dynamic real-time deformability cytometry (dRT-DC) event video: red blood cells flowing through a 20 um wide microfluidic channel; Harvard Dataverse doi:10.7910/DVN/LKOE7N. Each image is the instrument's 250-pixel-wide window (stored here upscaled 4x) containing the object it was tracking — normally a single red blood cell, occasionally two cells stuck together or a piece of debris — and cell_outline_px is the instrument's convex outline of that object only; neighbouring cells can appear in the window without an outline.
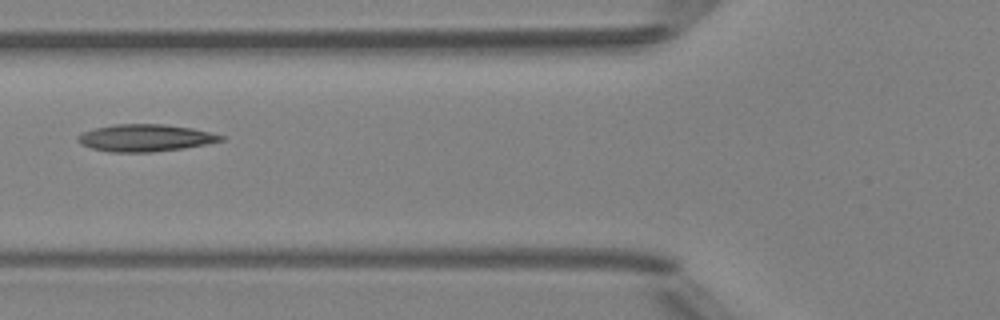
{"species": "Egyptian fruit bat (a non-hibernating species)", "species_latin": "Rousettus aegyptiacus", "temperature_condition": "room temperature", "stored_images_in_passage": 2, "camera_frame_rate_fps": 3000, "um_per_image_px": 0.085, "animal": {"sex": "female"}, "frame": {"image": 1, "passage_image": 2, "time_ms": 1.0, "image_size_px": [1000, 320], "cell_outline_px": [[228, 136], [224, 140], [208, 144], [184, 148], [152, 152], [108, 152], [92, 148], [80, 144], [76, 140], [76, 136], [84, 132], [96, 128], [112, 124], [164, 124], [192, 128]], "centroid_in_image_um": [12.38, 11.72], "position_along_channel_um": 113.4, "area_um2": 22.83}}